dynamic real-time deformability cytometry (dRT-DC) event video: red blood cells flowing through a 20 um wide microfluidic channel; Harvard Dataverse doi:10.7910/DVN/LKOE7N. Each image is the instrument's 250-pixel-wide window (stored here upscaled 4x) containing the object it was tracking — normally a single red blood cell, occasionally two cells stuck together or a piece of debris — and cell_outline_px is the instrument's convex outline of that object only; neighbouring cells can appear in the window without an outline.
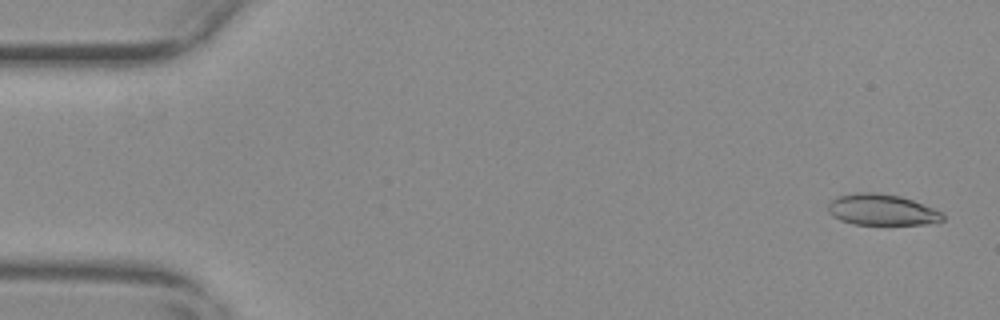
{"species": "common noctule bat (a hibernating species)", "species_latin": "Nyctalus noctula", "temperature_condition": "warm", "stored_images_in_passage": 41, "camera_frame_rate_fps": 3000, "um_per_image_px": 0.085, "animal": {"sex": "female", "body_mass_g": 29.2, "forearm_length_mm": 56.3}, "frame": {"image": 1, "passage_image": 2, "time_ms": 0.333, "image_size_px": [1000, 320], "cell_outline_px": [[944, 220], [936, 224], [852, 224], [840, 220], [832, 216], [828, 212], [828, 204], [836, 196], [856, 192], [876, 192], [900, 196], [912, 200], [944, 212]], "centroid_in_image_um": [74.97, 17.83], "position_along_channel_um": 10.0, "area_um2": 21.04}}
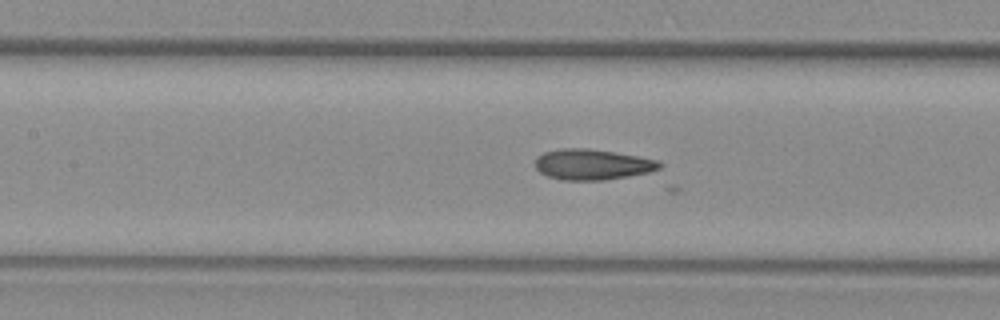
{"frame": {"image": 2, "passage_image": 25, "time_ms": 8.0, "image_size_px": [1000, 320], "cell_outline_px": [[664, 164], [660, 168], [648, 172], [628, 176], [604, 180], [564, 180], [548, 176], [540, 172], [536, 168], [536, 156], [544, 152], [560, 148], [588, 148], [616, 152], [660, 160]], "centroid_in_image_um": [50.37, 13.97], "position_along_channel_um": 157.0, "area_um2": 22.31}}
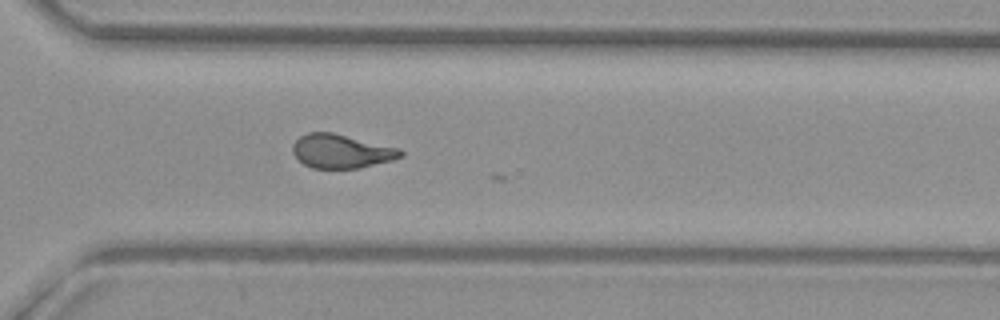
{"frame": {"image": 3, "passage_image": 40, "time_ms": 13.0, "image_size_px": [1000, 320], "cell_outline_px": [[404, 156], [392, 160], [360, 168], [312, 168], [304, 164], [292, 152], [292, 144], [300, 136], [308, 132], [332, 132], [400, 148], [404, 152]], "centroid_in_image_um": [29.03, 12.85], "position_along_channel_um": 341.6, "area_um2": 21.33}}